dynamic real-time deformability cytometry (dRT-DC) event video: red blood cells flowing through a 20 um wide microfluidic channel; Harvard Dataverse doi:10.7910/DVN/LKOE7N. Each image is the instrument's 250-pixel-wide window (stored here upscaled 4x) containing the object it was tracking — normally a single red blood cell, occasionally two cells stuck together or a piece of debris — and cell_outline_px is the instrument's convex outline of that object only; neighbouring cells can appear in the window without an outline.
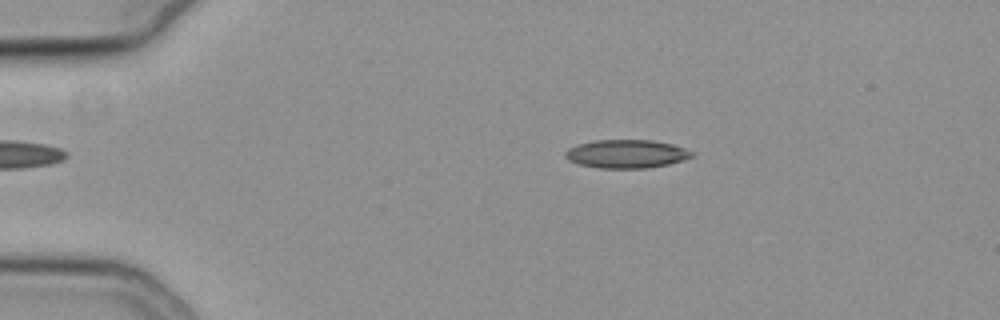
{"species": "common noctule bat (a hibernating species)", "species_latin": "Nyctalus noctula", "temperature_condition": "cold", "stored_images_in_passage": 55, "camera_frame_rate_fps": 3000, "um_per_image_px": 0.085, "animal": {"sex": "female", "body_mass_g": 19.3, "forearm_length_mm": 54.1}, "frame": {"image": 1, "passage_image": 11, "time_ms": 3.333, "image_size_px": [1000, 320], "cell_outline_px": [[696, 156], [684, 160], [668, 164], [648, 168], [600, 168], [580, 164], [568, 160], [564, 156], [564, 152], [568, 148], [576, 144], [596, 140], [652, 140], [672, 144], [696, 152]], "centroid_in_image_um": [53.27, 13.07], "position_along_channel_um": 31.7, "area_um2": 21.15}}
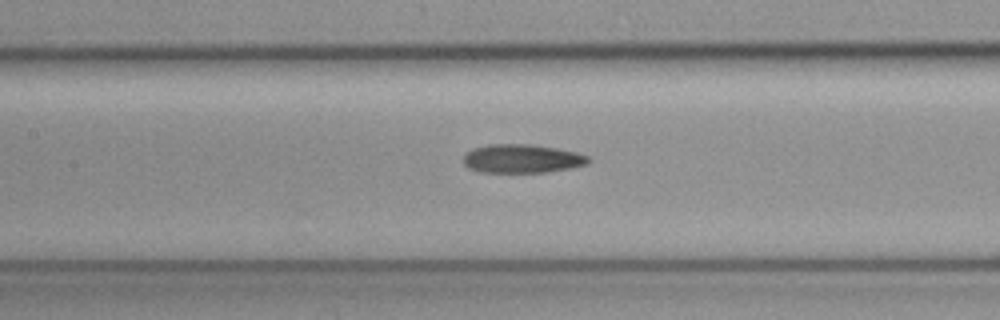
{"frame": {"image": 2, "passage_image": 26, "time_ms": 8.333, "image_size_px": [1000, 320], "cell_outline_px": [[592, 160], [588, 164], [572, 168], [548, 172], [480, 172], [468, 168], [464, 164], [464, 156], [472, 148], [488, 144], [528, 144], [556, 148], [576, 152], [588, 156]], "centroid_in_image_um": [44.39, 13.49], "position_along_channel_um": 163.0, "area_um2": 20.98}}
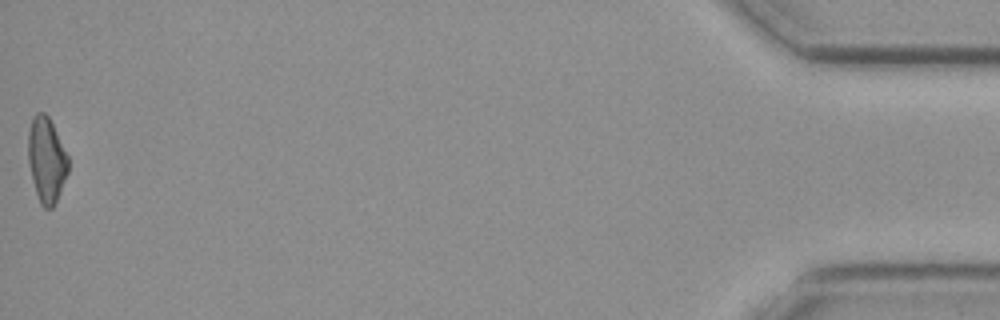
{"frame": {"image": 3, "passage_image": 55, "time_ms": 18.0, "image_size_px": [1000, 320], "cell_outline_px": [[68, 172], [60, 192], [52, 208], [44, 208], [40, 204], [36, 192], [28, 160], [28, 132], [32, 120], [36, 112], [44, 112], [48, 116], [68, 156]], "centroid_in_image_um": [3.95, 13.58], "position_along_channel_um": 431.3, "area_um2": 19.54}}